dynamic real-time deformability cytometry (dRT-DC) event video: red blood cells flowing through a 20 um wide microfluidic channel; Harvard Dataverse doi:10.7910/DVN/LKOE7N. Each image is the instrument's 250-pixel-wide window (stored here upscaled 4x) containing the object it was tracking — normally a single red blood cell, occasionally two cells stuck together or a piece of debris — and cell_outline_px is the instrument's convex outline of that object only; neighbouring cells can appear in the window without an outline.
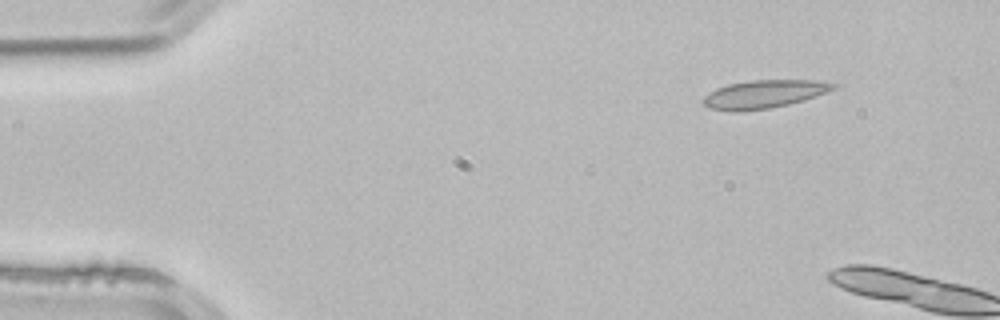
{"species": "common noctule bat (a hibernating species)", "species_latin": "Nyctalus noctula", "temperature_condition": "room temperature", "stored_images_in_passage": 2, "camera_frame_rate_fps": 3000, "um_per_image_px": 0.085, "animal": {"sex": "male", "body_mass_g": 21.5, "forearm_length_mm": 52.0}, "frame": {"image": 1, "passage_image": 1, "time_ms": 0.0, "image_size_px": [1000, 320], "cell_outline_px": [[840, 84], [836, 88], [804, 100], [788, 104], [768, 108], [736, 112], [732, 112], [708, 108], [700, 100], [704, 96], [716, 88], [728, 84], [748, 80], [812, 80]], "centroid_in_image_um": [64.89, 8.0], "position_along_channel_um": 20.1, "area_um2": 21.39}}